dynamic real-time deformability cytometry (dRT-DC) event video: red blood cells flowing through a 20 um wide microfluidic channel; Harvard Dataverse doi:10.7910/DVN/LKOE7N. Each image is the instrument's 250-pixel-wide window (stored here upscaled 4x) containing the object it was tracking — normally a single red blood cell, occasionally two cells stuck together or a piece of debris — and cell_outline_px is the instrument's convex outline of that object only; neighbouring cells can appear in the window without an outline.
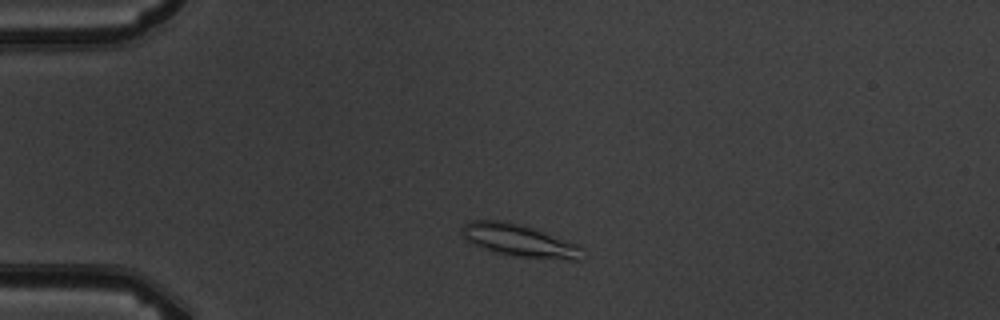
{"species": "common noctule bat (a hibernating species)", "species_latin": "Nyctalus noctula", "temperature_condition": "warm", "stored_images_in_passage": 3, "camera_frame_rate_fps": 3000, "um_per_image_px": 0.085, "animal": {"sex": "male", "body_mass_g": 19.5, "forearm_length_mm": 54.6}, "frame": {"image": 1, "passage_image": 2, "time_ms": 1.667, "image_size_px": [1000, 320], "cell_outline_px": [[580, 260], [568, 260], [516, 256], [500, 252], [476, 244], [468, 240], [460, 232], [460, 228], [464, 224], [472, 220], [500, 220], [520, 224], [532, 228], [576, 244], [580, 248]], "centroid_in_image_um": [44.11, 20.42], "position_along_channel_um": 40.9, "area_um2": 21.79}}